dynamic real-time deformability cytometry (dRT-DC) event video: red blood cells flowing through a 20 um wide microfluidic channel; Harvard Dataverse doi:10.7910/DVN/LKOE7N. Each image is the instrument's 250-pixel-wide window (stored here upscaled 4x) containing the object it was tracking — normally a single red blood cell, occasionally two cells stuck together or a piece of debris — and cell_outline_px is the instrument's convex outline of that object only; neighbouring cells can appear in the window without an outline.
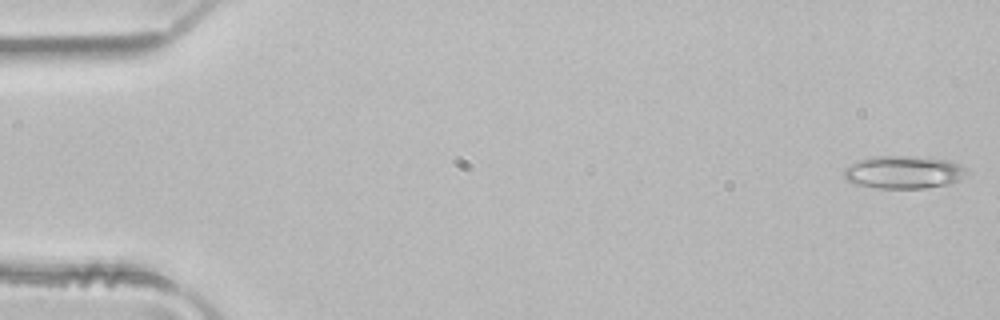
{"species": "common noctule bat (a hibernating species)", "species_latin": "Nyctalus noctula", "temperature_condition": "room temperature", "stored_images_in_passage": 5, "camera_frame_rate_fps": 3000, "um_per_image_px": 0.085, "animal": {"sex": "male", "body_mass_g": 21.5, "forearm_length_mm": 52.0}, "frame": {"image": 1, "passage_image": 1, "time_ms": 0.0, "image_size_px": [1000, 320], "cell_outline_px": [[968, 172], [956, 180], [948, 184], [924, 188], [876, 188], [856, 184], [844, 180], [844, 168], [860, 160], [872, 156], [912, 156], [952, 160], [968, 168]], "centroid_in_image_um": [76.81, 14.63], "position_along_channel_um": 8.2, "area_um2": 23.52}}
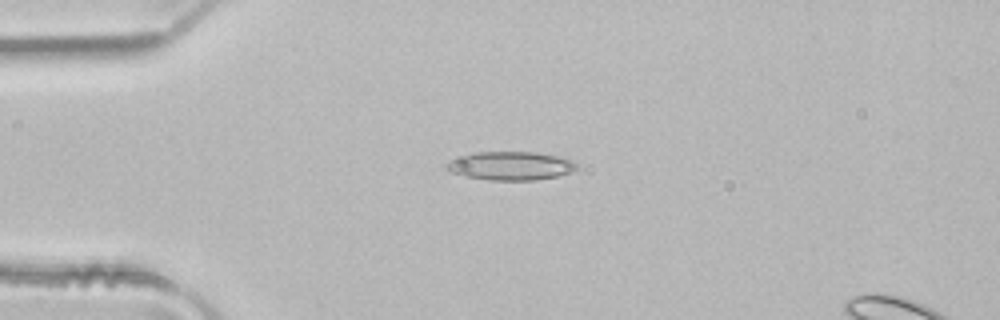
{"frame": {"image": 2, "passage_image": 4, "time_ms": 1.0, "image_size_px": [1000, 320], "cell_outline_px": [[580, 168], [572, 172], [556, 176], [536, 180], [488, 180], [464, 176], [452, 172], [444, 168], [444, 164], [452, 160], [476, 152], [536, 152], [576, 160], [580, 164]], "centroid_in_image_um": [43.48, 14.1], "position_along_channel_um": 41.5, "area_um2": 21.79}}